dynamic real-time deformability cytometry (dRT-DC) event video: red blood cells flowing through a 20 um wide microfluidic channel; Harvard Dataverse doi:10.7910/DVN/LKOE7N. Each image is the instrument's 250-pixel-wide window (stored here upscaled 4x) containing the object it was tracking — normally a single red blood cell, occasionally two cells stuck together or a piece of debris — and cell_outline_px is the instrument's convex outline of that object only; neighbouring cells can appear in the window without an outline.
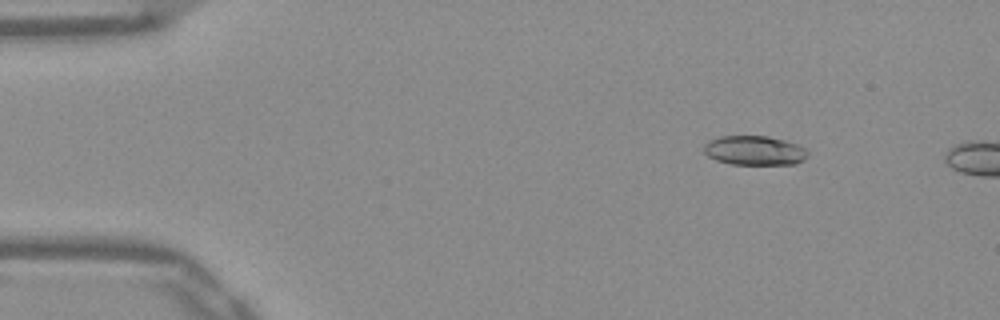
{"species": "Egyptian fruit bat (a non-hibernating species)", "species_latin": "Rousettus aegyptiacus", "temperature_condition": "warm", "stored_images_in_passage": 11, "camera_frame_rate_fps": 3000, "um_per_image_px": 0.085, "frame": {"image": 1, "passage_image": 7, "time_ms": 2.0, "image_size_px": [1000, 320], "cell_outline_px": [[808, 156], [804, 160], [796, 164], [732, 164], [716, 160], [708, 156], [704, 152], [704, 144], [708, 140], [720, 136], [768, 136], [784, 140], [796, 144], [804, 148], [808, 152]], "centroid_in_image_um": [64.12, 12.79], "position_along_channel_um": 20.9, "area_um2": 17.8}}